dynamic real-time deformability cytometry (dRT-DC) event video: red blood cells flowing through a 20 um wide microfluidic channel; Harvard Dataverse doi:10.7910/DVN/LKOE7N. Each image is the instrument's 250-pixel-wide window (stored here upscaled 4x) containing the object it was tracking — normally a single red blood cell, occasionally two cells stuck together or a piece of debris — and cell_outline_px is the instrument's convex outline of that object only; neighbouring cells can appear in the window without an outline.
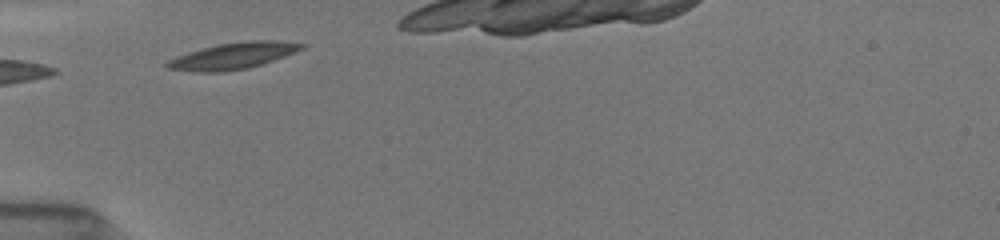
{"species": "common noctule bat (a hibernating species)", "species_latin": "Nyctalus noctula", "temperature_condition": "room temperature", "stored_images_in_passage": 4, "camera_frame_rate_fps": 3000, "um_per_image_px": 0.085, "animal": {"sex": "female", "body_mass_g": 19.5, "forearm_length_mm": 54.1}, "frame": {"image": 1, "passage_image": 1, "time_ms": 0.0, "image_size_px": [1000, 240], "cell_outline_px": [[304, 48], [284, 56], [248, 68], [224, 72], [196, 72], [168, 68], [164, 64], [168, 60], [176, 56], [188, 52], [220, 44], [248, 40], [276, 40], [304, 44]], "centroid_in_image_um": [19.78, 4.75], "position_along_channel_um": 65.2, "area_um2": 20.4}}